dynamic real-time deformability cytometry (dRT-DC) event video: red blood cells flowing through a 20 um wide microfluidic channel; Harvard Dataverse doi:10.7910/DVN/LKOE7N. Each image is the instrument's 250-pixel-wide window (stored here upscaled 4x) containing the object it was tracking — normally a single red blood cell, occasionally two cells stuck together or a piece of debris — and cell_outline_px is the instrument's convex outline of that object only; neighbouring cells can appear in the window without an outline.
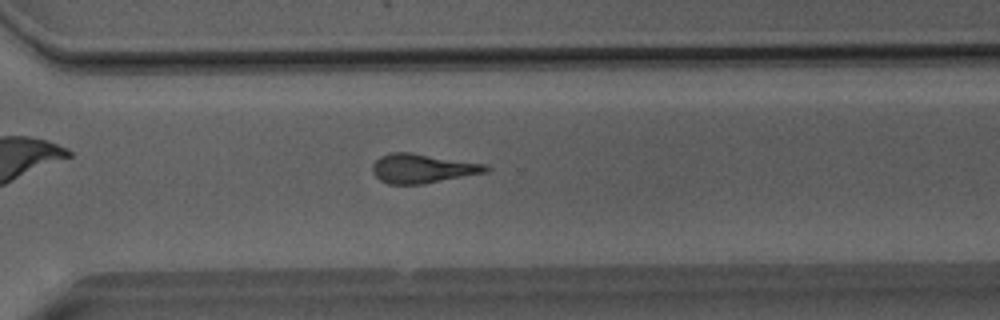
{"species": "Egyptian fruit bat (a non-hibernating species)", "species_latin": "Rousettus aegyptiacus", "temperature_condition": "room temperature", "stored_images_in_passage": 34, "camera_frame_rate_fps": 3000, "um_per_image_px": 0.085, "animal": {"sex": "male"}, "frame": {"image": 1, "passage_image": 20, "time_ms": 6.333, "image_size_px": [1000, 320], "cell_outline_px": [[492, 168], [488, 172], [424, 184], [388, 184], [380, 180], [372, 172], [372, 164], [380, 156], [392, 152], [408, 152], [488, 164]], "centroid_in_image_um": [35.94, 14.32], "position_along_channel_um": 334.7, "area_um2": 19.48}}
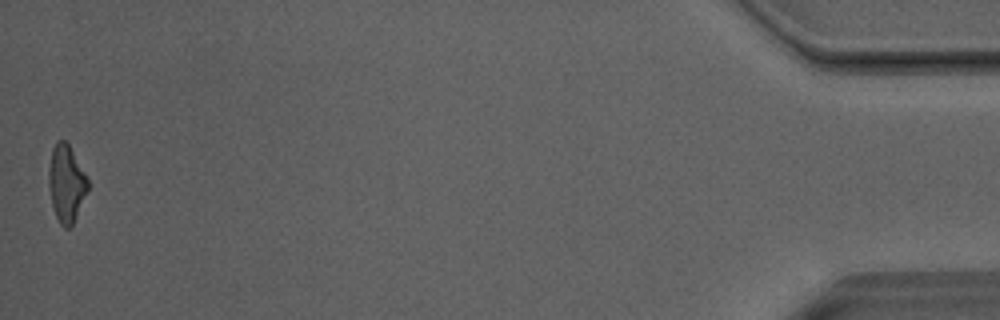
{"frame": {"image": 2, "passage_image": 34, "time_ms": 11.0, "image_size_px": [1000, 320], "cell_outline_px": [[88, 192], [72, 224], [68, 228], [64, 228], [60, 224], [56, 216], [52, 204], [48, 188], [48, 168], [52, 148], [56, 140], [64, 140], [68, 144], [88, 176]], "centroid_in_image_um": [5.63, 15.57], "position_along_channel_um": 429.6, "area_um2": 17.74}}